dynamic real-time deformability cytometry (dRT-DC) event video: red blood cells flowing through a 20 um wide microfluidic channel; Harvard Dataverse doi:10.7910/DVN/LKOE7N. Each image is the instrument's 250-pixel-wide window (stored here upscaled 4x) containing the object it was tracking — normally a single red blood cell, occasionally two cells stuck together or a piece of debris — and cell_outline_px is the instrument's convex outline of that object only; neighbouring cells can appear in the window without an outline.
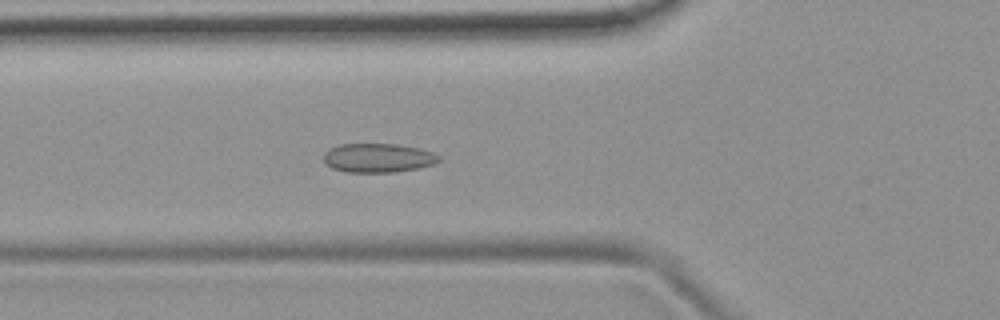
{"species": "common noctule bat (a hibernating species)", "species_latin": "Nyctalus noctula", "temperature_condition": "room temperature", "stored_images_in_passage": 6, "camera_frame_rate_fps": 3000, "um_per_image_px": 0.085, "animal": {"sex": "female", "body_mass_g": 19.9}, "frame": {"image": 1, "passage_image": 6, "time_ms": 1.667, "image_size_px": [1000, 320], "cell_outline_px": [[440, 160], [432, 164], [420, 168], [396, 172], [344, 172], [332, 168], [324, 164], [324, 152], [328, 148], [340, 144], [396, 144], [420, 148], [432, 152], [440, 156]], "centroid_in_image_um": [32.1, 13.42], "position_along_channel_um": 93.7, "area_um2": 19.71}}